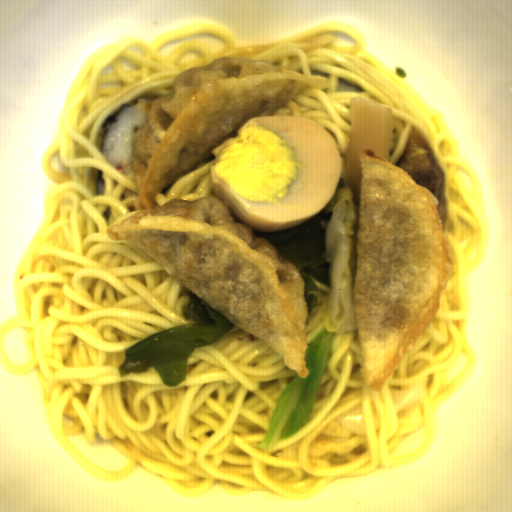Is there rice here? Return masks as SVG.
I'll use <instances>...</instances> for the list:
<instances>
[{"label": "rice", "instance_id": "1", "mask_svg": "<svg viewBox=\"0 0 512 512\" xmlns=\"http://www.w3.org/2000/svg\"><path fill=\"white\" fill-rule=\"evenodd\" d=\"M151 101L144 98L122 108L107 127L101 155L117 170L133 163L135 137L144 126L147 103Z\"/></svg>", "mask_w": 512, "mask_h": 512}]
</instances>
